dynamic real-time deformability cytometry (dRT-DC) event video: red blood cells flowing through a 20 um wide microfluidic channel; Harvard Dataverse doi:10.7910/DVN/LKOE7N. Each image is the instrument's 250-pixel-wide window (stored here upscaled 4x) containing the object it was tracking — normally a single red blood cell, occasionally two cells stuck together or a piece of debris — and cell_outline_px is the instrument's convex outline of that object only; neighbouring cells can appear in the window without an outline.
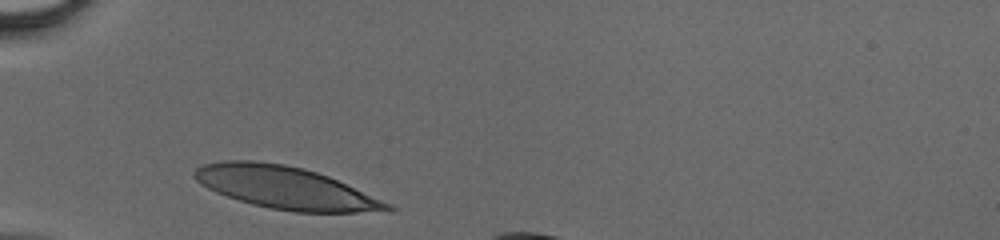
{"species": "human", "species_latin": "Homo sapiens", "temperature_condition": "cold", "stored_images_in_passage": 24, "camera_frame_rate_fps": 3000, "um_per_image_px": 0.085, "donor": {"sex": "male"}, "frame": {"image": 1, "passage_image": 1, "time_ms": 0.0, "image_size_px": [1000, 240], "cell_outline_px": [[396, 208], [356, 212], [292, 212], [252, 204], [216, 192], [200, 184], [192, 176], [192, 172], [200, 164], [220, 160], [252, 160], [284, 164], [304, 168], [328, 176], [392, 204]], "centroid_in_image_um": [24.17, 15.93], "position_along_channel_um": 60.8, "area_um2": 47.28}}
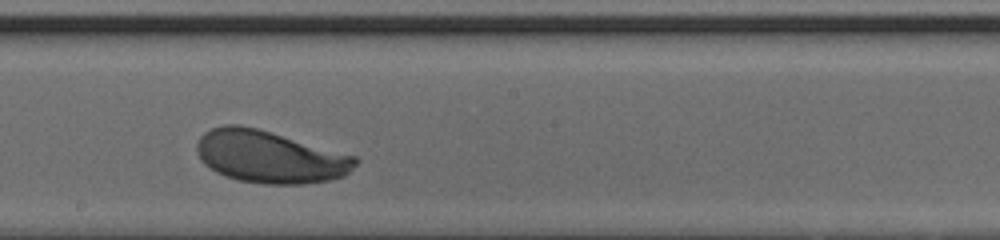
{"frame": {"image": 2, "passage_image": 13, "time_ms": 4.0, "image_size_px": [1000, 240], "cell_outline_px": [[360, 160], [344, 176], [328, 180], [304, 184], [264, 184], [240, 180], [216, 172], [204, 164], [200, 160], [196, 148], [196, 144], [200, 136], [204, 132], [212, 128], [224, 124], [240, 124], [256, 128], [356, 156]], "centroid_in_image_um": [22.91, 13.32], "position_along_channel_um": 225.3, "area_um2": 48.09}}
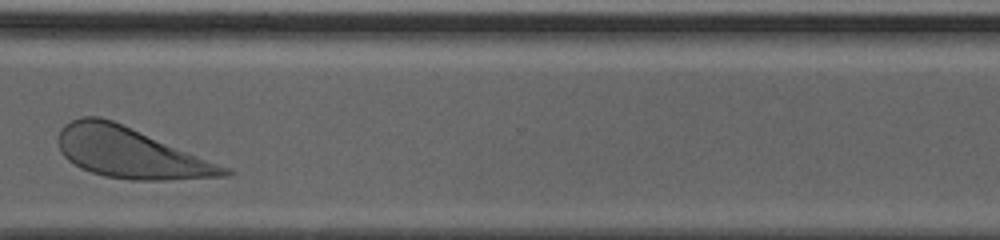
{"frame": {"image": 3, "passage_image": 22, "time_ms": 7.0, "image_size_px": [1000, 240], "cell_outline_px": [[236, 172], [228, 176], [164, 180], [132, 180], [104, 176], [80, 168], [68, 160], [60, 152], [56, 140], [60, 128], [64, 124], [80, 116], [100, 116], [112, 120], [232, 168]], "centroid_in_image_um": [11.08, 12.99], "position_along_channel_um": 359.5, "area_um2": 49.13}}